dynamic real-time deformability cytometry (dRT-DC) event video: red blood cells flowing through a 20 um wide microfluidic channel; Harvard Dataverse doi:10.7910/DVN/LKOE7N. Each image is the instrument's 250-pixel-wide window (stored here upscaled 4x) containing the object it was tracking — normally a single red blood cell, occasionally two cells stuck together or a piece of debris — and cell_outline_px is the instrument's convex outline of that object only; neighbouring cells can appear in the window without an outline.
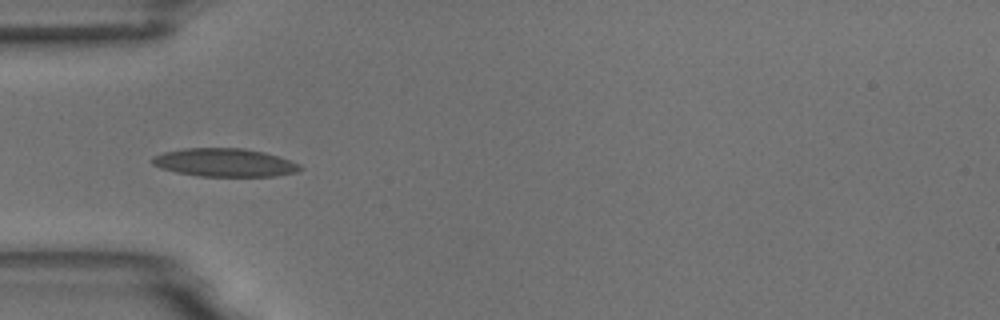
{"species": "common noctule bat (a hibernating species)", "species_latin": "Nyctalus noctula", "temperature_condition": "room temperature", "stored_images_in_passage": 7, "camera_frame_rate_fps": 3000, "um_per_image_px": 0.085, "animal": {"sex": "male", "body_mass_g": 18.8}, "frame": {"image": 1, "passage_image": 2, "time_ms": 1.333, "image_size_px": [1000, 320], "cell_outline_px": [[304, 168], [296, 172], [276, 176], [196, 176], [176, 172], [160, 168], [152, 164], [152, 156], [164, 152], [184, 148], [244, 148], [264, 152], [300, 164]], "centroid_in_image_um": [19.07, 13.82], "position_along_channel_um": 65.9, "area_um2": 24.33}}
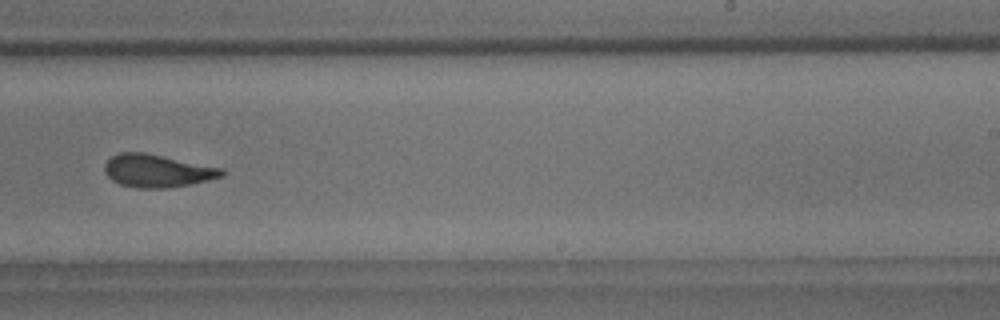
{"frame": {"image": 2, "passage_image": 7, "time_ms": 7.0, "image_size_px": [1000, 320], "cell_outline_px": [[224, 176], [208, 180], [168, 188], [136, 188], [120, 184], [112, 180], [104, 172], [104, 164], [112, 156], [120, 152], [144, 152], [224, 168]], "centroid_in_image_um": [13.36, 14.51], "position_along_channel_um": 275.6, "area_um2": 22.43}}